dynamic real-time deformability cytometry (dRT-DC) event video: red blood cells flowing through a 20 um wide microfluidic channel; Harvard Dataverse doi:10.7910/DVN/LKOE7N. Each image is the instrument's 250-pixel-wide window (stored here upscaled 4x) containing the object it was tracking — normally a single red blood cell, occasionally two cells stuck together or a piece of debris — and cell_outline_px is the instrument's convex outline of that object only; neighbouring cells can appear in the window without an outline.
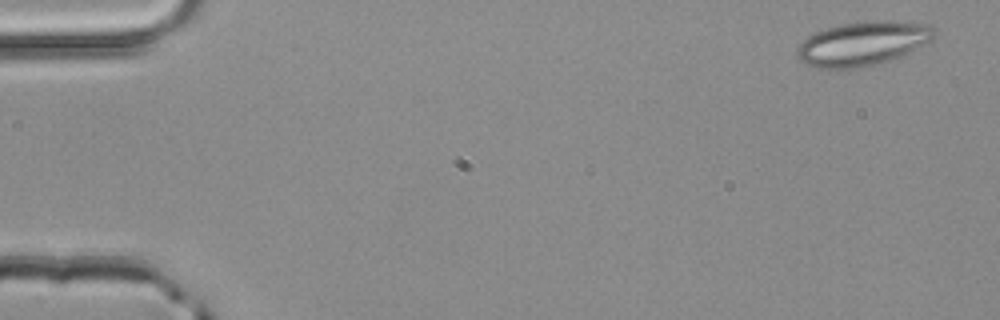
{"species": "common noctule bat (a hibernating species)", "species_latin": "Nyctalus noctula", "temperature_condition": "room temperature", "stored_images_in_passage": 3, "camera_frame_rate_fps": 3000, "um_per_image_px": 0.085, "animal": {"sex": "male", "body_mass_g": 20.4}, "frame": {"image": 1, "passage_image": 1, "time_ms": 0.0, "image_size_px": [1000, 320], "cell_outline_px": [[936, 32], [932, 40], [900, 56], [888, 60], [872, 64], [848, 68], [820, 68], [808, 64], [800, 60], [796, 56], [796, 48], [808, 36], [816, 32], [828, 28], [844, 24], [872, 20], [888, 20], [928, 24], [936, 28]], "centroid_in_image_um": [73.35, 3.67], "position_along_channel_um": 11.7, "area_um2": 34.68}}
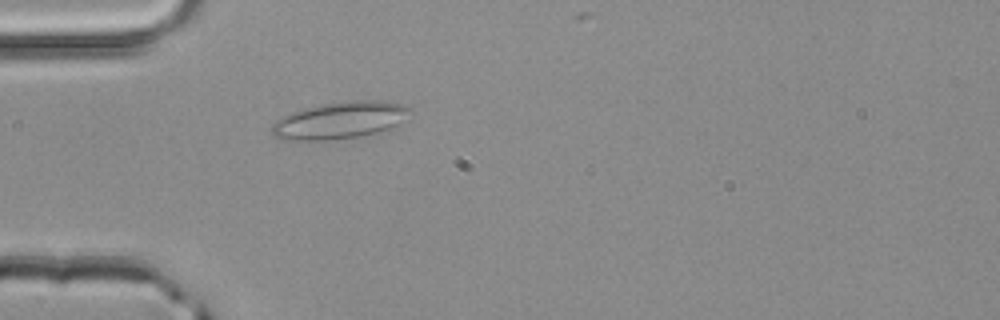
{"frame": {"image": 2, "passage_image": 3, "time_ms": 0.667, "image_size_px": [1000, 320], "cell_outline_px": [[412, 112], [400, 124], [376, 132], [360, 136], [328, 140], [288, 140], [272, 136], [272, 124], [276, 120], [288, 112], [304, 108], [324, 104], [352, 100], [384, 100], [404, 104], [412, 108]], "centroid_in_image_um": [28.91, 10.21], "position_along_channel_um": 56.1, "area_um2": 30.0}}